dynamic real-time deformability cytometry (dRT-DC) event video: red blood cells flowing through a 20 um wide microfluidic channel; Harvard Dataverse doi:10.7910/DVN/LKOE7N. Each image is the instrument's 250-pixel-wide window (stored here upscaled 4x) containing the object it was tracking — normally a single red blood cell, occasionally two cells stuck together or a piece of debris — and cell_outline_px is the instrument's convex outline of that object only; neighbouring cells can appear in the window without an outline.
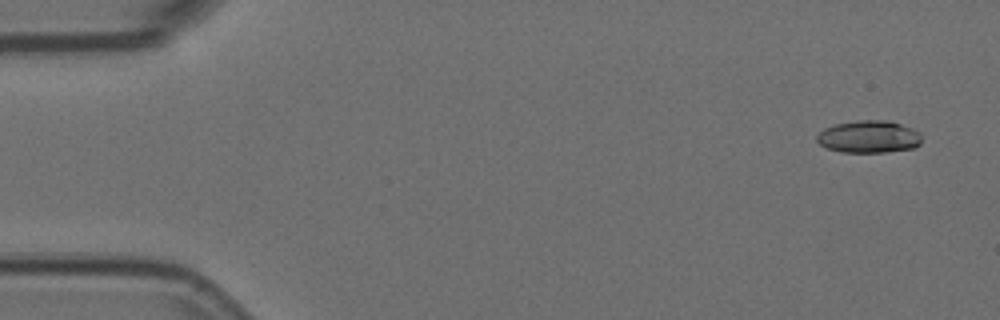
{"species": "Egyptian fruit bat (a non-hibernating species)", "species_latin": "Rousettus aegyptiacus", "temperature_condition": "room temperature", "stored_images_in_passage": 4, "camera_frame_rate_fps": 3000, "um_per_image_px": 0.085, "animal": {"sex": "female"}, "frame": {"image": 1, "passage_image": 1, "time_ms": 0.0, "image_size_px": [1000, 320], "cell_outline_px": [[920, 144], [912, 148], [884, 152], [840, 152], [828, 148], [820, 144], [816, 140], [816, 136], [824, 128], [836, 124], [856, 120], [888, 120], [912, 128], [920, 132]], "centroid_in_image_um": [73.84, 11.61], "position_along_channel_um": 11.2, "area_um2": 19.71}}